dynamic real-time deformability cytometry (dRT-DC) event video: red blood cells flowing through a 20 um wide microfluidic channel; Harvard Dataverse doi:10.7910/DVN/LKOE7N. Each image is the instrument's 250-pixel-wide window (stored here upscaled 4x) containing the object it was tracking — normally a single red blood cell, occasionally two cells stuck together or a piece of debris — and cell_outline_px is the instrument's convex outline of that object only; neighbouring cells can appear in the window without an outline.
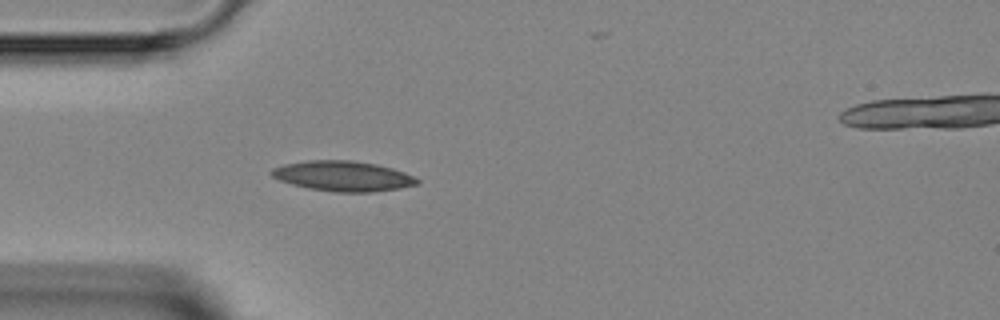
{"species": "Egyptian fruit bat (a non-hibernating species)", "species_latin": "Rousettus aegyptiacus", "temperature_condition": "room temperature", "stored_images_in_passage": 2, "camera_frame_rate_fps": 3000, "um_per_image_px": 0.085, "animal": {"sex": "female"}, "frame": {"image": 1, "passage_image": 1, "time_ms": 0.0, "image_size_px": [1000, 320], "cell_outline_px": [[420, 184], [400, 188], [372, 192], [332, 192], [308, 188], [292, 184], [280, 180], [272, 176], [268, 172], [272, 168], [284, 164], [308, 160], [352, 160], [376, 164], [392, 168], [404, 172], [420, 180]], "centroid_in_image_um": [29.15, 14.96], "position_along_channel_um": 55.9, "area_um2": 25.72}}